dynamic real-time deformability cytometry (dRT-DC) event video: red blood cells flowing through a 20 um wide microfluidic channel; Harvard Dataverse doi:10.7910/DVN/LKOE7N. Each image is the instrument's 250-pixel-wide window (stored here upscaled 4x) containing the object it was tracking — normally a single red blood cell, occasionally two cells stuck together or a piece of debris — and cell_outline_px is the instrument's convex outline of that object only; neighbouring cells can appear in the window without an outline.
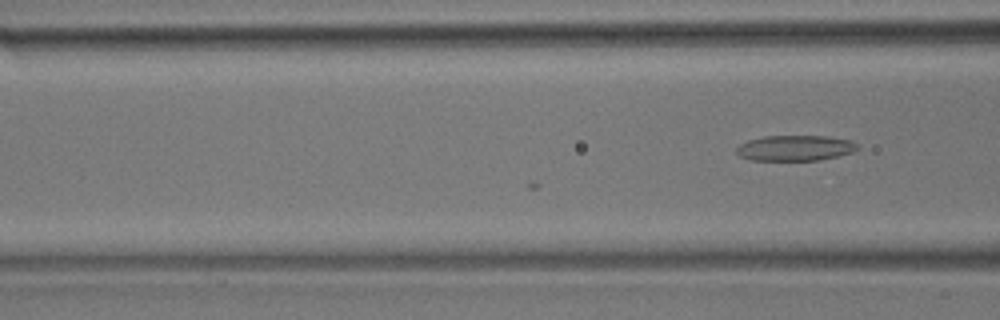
{"species": "common noctule bat (a hibernating species)", "species_latin": "Nyctalus noctula", "temperature_condition": "room temperature", "stored_images_in_passage": 8, "camera_frame_rate_fps": 3000, "um_per_image_px": 0.085, "animal": {"sex": "male", "body_mass_g": 17.9}, "frame": {"image": 1, "passage_image": 8, "time_ms": 2.333, "image_size_px": [1000, 320], "cell_outline_px": [[860, 148], [852, 152], [820, 160], [752, 160], [740, 156], [736, 152], [736, 148], [740, 144], [748, 140], [764, 136], [828, 136], [852, 140]], "centroid_in_image_um": [67.59, 12.57], "position_along_channel_um": 99.0, "area_um2": 17.98}}